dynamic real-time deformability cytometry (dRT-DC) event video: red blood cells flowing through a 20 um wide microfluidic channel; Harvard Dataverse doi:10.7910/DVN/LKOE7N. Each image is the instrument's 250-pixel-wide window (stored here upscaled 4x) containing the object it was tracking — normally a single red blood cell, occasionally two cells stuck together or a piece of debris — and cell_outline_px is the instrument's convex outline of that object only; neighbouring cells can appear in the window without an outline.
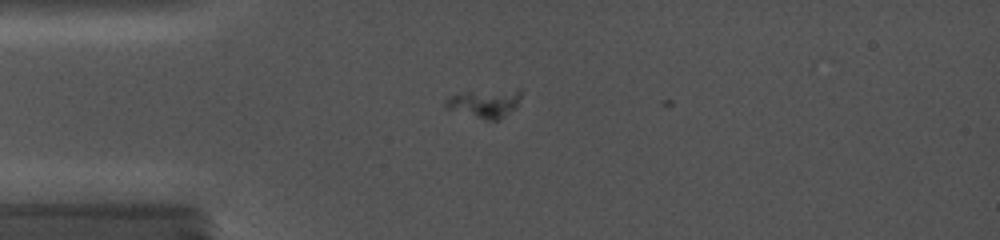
{"species": "common noctule bat (a hibernating species)", "species_latin": "Nyctalus noctula", "temperature_condition": "cold", "stored_images_in_passage": 57, "camera_frame_rate_fps": 5000, "um_per_image_px": 0.085, "animal": {"sex": "female", "body_mass_g": 19.0, "forearm_length_mm": 56.7}, "frame": {"image": 1, "passage_image": 1, "time_ms": 0.0, "image_size_px": [1000, 240], "cell_outline_px": [[520, 96], [516, 104], [512, 108], [496, 120], [492, 120], [444, 104], [452, 96], [468, 92], [516, 88], [520, 88]], "centroid_in_image_um": [41.34, 8.69], "position_along_channel_um": 43.7, "area_um2": 11.04}}
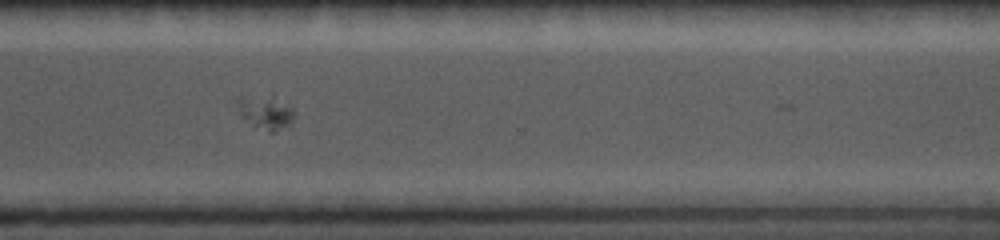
{"frame": {"image": 2, "passage_image": 37, "time_ms": 8.4, "image_size_px": [1000, 240], "cell_outline_px": [[296, 116], [292, 124], [272, 132], [268, 132], [252, 124], [240, 116], [240, 100], [272, 92], [296, 112]], "centroid_in_image_um": [22.71, 9.54], "position_along_channel_um": 347.9, "area_um2": 11.1}}
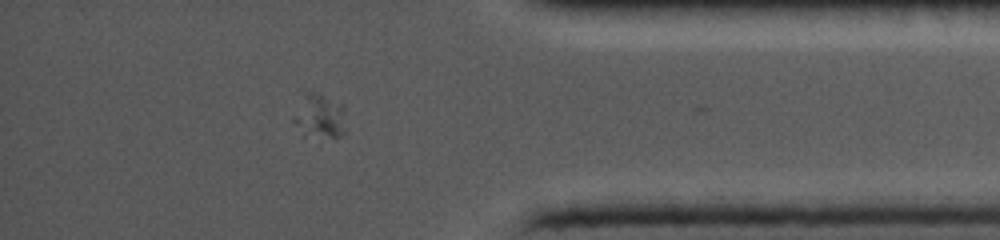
{"frame": {"image": 3, "passage_image": 47, "time_ms": 10.2, "image_size_px": [1000, 240], "cell_outline_px": [[344, 132], [336, 140], [304, 136], [292, 124], [292, 116], [308, 96], [320, 96], [344, 108]], "centroid_in_image_um": [27.16, 10.08], "position_along_channel_um": 408.0, "area_um2": 12.77}}